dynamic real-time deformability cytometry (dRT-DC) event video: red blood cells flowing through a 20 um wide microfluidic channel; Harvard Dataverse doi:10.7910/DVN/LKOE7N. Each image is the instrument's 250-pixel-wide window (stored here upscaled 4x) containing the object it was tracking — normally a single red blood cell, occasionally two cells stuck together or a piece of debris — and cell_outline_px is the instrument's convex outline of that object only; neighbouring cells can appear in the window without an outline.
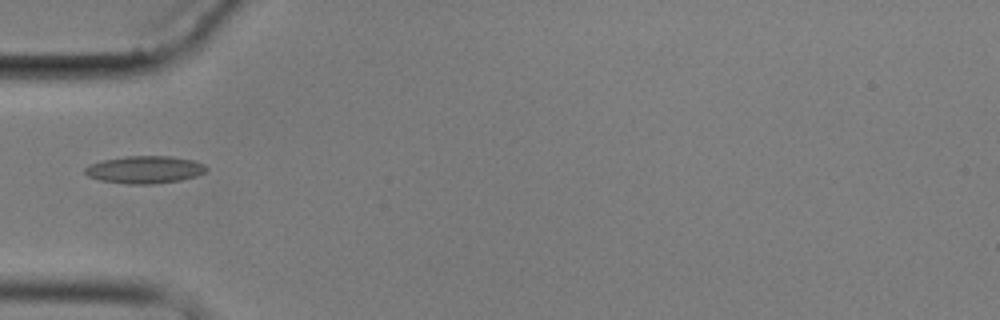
{"species": "common noctule bat (a hibernating species)", "species_latin": "Nyctalus noctula", "temperature_condition": "cold", "stored_images_in_passage": 2, "camera_frame_rate_fps": 3000, "um_per_image_px": 0.085, "animal": {"sex": "male", "body_mass_g": 17.9}, "frame": {"image": 1, "passage_image": 1, "time_ms": 0.0, "image_size_px": [1000, 320], "cell_outline_px": [[208, 168], [204, 172], [196, 176], [180, 180], [152, 184], [128, 184], [100, 180], [88, 176], [84, 172], [84, 168], [88, 164], [104, 160], [124, 156], [168, 156], [192, 160], [204, 164]], "centroid_in_image_um": [12.27, 14.42], "position_along_channel_um": 72.7, "area_um2": 19.36}}
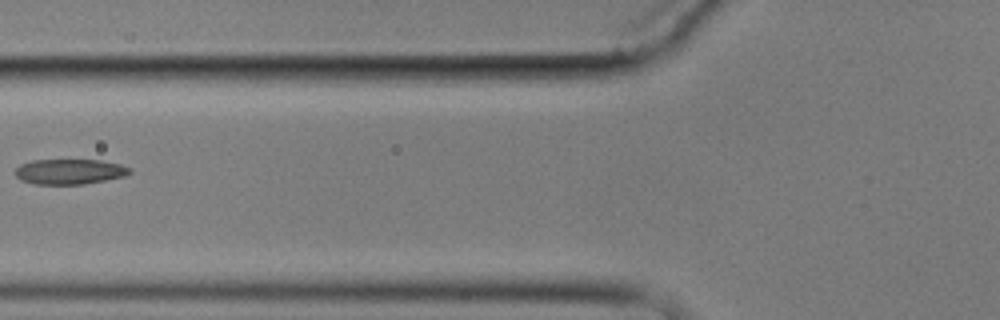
{"frame": {"image": 2, "passage_image": 2, "time_ms": 1.333, "image_size_px": [1000, 320], "cell_outline_px": [[132, 172], [124, 176], [84, 184], [36, 184], [20, 180], [16, 176], [16, 168], [20, 164], [32, 160], [100, 160], [120, 164], [132, 168]], "centroid_in_image_um": [5.92, 14.58], "position_along_channel_um": 119.9, "area_um2": 16.82}}